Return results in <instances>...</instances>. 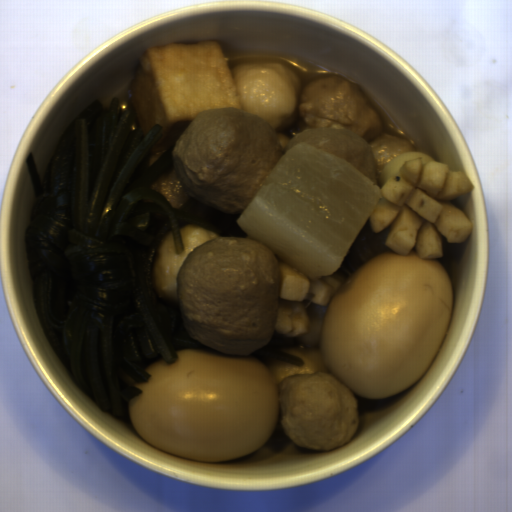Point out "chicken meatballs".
Segmentation results:
<instances>
[{
    "mask_svg": "<svg viewBox=\"0 0 512 512\" xmlns=\"http://www.w3.org/2000/svg\"><path fill=\"white\" fill-rule=\"evenodd\" d=\"M277 391L278 421L297 448L329 452L354 438L360 421L358 396L333 372L291 375Z\"/></svg>",
    "mask_w": 512,
    "mask_h": 512,
    "instance_id": "fd5e1221",
    "label": "chicken meatballs"
},
{
    "mask_svg": "<svg viewBox=\"0 0 512 512\" xmlns=\"http://www.w3.org/2000/svg\"><path fill=\"white\" fill-rule=\"evenodd\" d=\"M299 121L293 136L304 130L334 129L357 134L368 142L380 171L397 156L417 152L407 139L384 133L382 122L356 84L342 76L315 79L305 85L298 99Z\"/></svg>",
    "mask_w": 512,
    "mask_h": 512,
    "instance_id": "f4306124",
    "label": "chicken meatballs"
}]
</instances>
